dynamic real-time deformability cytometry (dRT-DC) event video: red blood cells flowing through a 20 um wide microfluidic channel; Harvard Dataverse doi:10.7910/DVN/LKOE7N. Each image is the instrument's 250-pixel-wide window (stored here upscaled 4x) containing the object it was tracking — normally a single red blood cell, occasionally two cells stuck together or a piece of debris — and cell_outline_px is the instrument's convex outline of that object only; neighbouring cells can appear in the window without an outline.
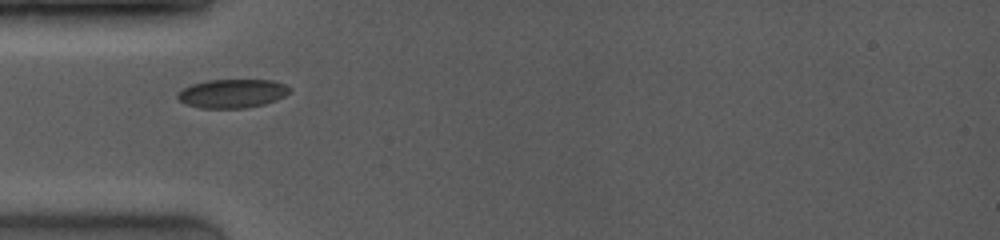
{"species": "common noctule bat (a hibernating species)", "species_latin": "Nyctalus noctula", "temperature_condition": "room temperature", "stored_images_in_passage": 2, "camera_frame_rate_fps": 4000, "um_per_image_px": 0.085, "animal": {"sex": "female", "body_mass_g": 19.0, "forearm_length_mm": 53.3}, "frame": {"image": 1, "passage_image": 1, "time_ms": 0.0, "image_size_px": [1000, 240], "cell_outline_px": [[292, 88], [284, 96], [276, 100], [264, 104], [244, 108], [200, 108], [184, 104], [176, 96], [184, 88], [192, 84], [208, 80], [272, 80], [284, 84]], "centroid_in_image_um": [19.75, 7.95], "position_along_channel_um": 65.3, "area_um2": 18.67}}
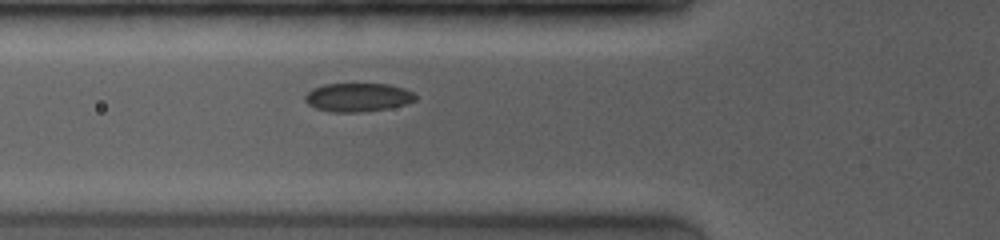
{"frame": {"image": 2, "passage_image": 2, "time_ms": 0.75, "image_size_px": [1000, 240], "cell_outline_px": [[416, 100], [404, 104], [388, 108], [360, 112], [328, 112], [316, 108], [308, 104], [304, 100], [304, 96], [312, 88], [324, 84], [388, 84], [404, 88], [412, 92], [416, 96]], "centroid_in_image_um": [30.38, 8.27], "position_along_channel_um": 95.4, "area_um2": 18.38}}